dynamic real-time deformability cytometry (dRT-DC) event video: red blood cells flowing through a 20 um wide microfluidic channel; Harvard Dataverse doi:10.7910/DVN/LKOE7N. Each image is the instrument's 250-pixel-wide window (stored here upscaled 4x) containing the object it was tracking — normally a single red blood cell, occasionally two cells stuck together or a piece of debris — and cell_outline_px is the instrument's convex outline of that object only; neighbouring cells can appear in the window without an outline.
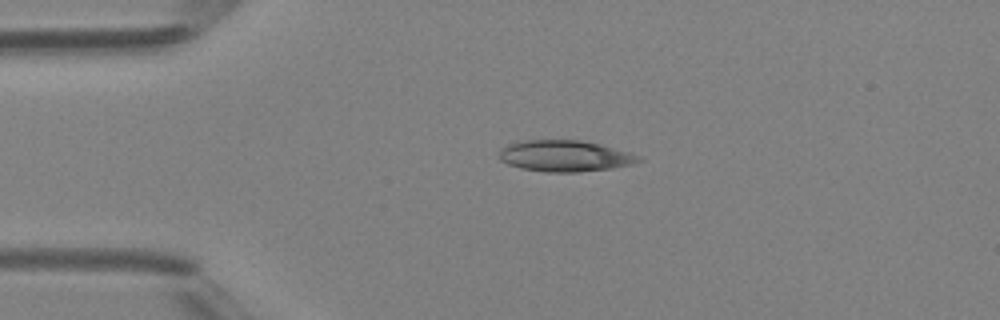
{"species": "Egyptian fruit bat (a non-hibernating species)", "species_latin": "Rousettus aegyptiacus", "temperature_condition": "room temperature", "stored_images_in_passage": 37, "camera_frame_rate_fps": 3000, "um_per_image_px": 0.085, "animal": {"sex": "female"}, "frame": {"image": 1, "passage_image": 1, "time_ms": 0.0, "image_size_px": [1000, 320], "cell_outline_px": [[644, 160], [632, 164], [612, 168], [580, 172], [544, 172], [520, 168], [508, 164], [500, 160], [500, 148], [508, 144], [520, 140], [580, 140], [600, 144], [628, 152], [640, 156]], "centroid_in_image_um": [48.0, 13.26], "position_along_channel_um": 37.0, "area_um2": 25.49}}
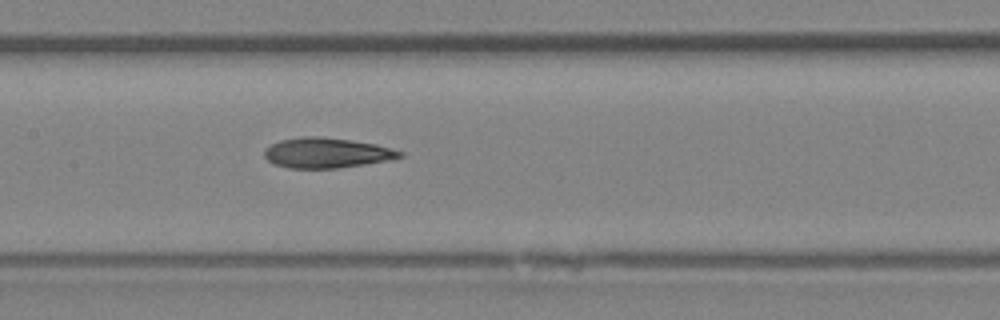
{"frame": {"image": 2, "passage_image": 13, "time_ms": 4.0, "image_size_px": [1000, 320], "cell_outline_px": [[404, 156], [396, 160], [336, 168], [288, 168], [276, 164], [268, 160], [264, 156], [264, 148], [280, 140], [304, 136], [320, 136], [352, 140], [376, 144], [404, 152]], "centroid_in_image_um": [27.82, 12.99], "position_along_channel_um": 179.6, "area_um2": 24.04}}
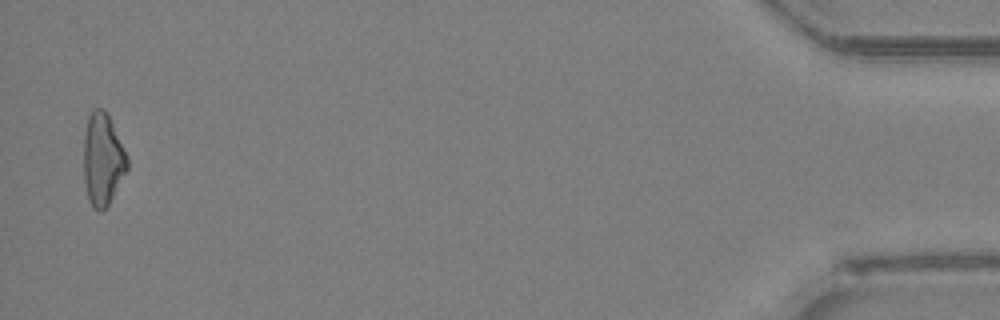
{"frame": {"image": 3, "passage_image": 36, "time_ms": 11.667, "image_size_px": [1000, 320], "cell_outline_px": [[128, 168], [108, 204], [100, 212], [92, 208], [88, 200], [84, 180], [84, 136], [88, 116], [96, 108], [104, 108], [128, 156]], "centroid_in_image_um": [8.72, 13.57], "position_along_channel_um": 426.5, "area_um2": 23.18}, "authors_computed_cell_mechanics": {"area_um2": 23.987, "velocity_mm_per_s": 4.4219, "shape_relaxation_time_tau1_ms": 5.7207, "shape_relaxation_time_tau2_ms": 4.9933, "deformation_change_tau1": 0.1704, "deformation_change_tau2": 0.142}}